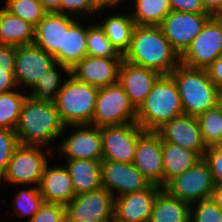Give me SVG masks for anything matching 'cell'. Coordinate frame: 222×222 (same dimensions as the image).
I'll return each mask as SVG.
<instances>
[{
  "instance_id": "cell-1",
  "label": "cell",
  "mask_w": 222,
  "mask_h": 222,
  "mask_svg": "<svg viewBox=\"0 0 222 222\" xmlns=\"http://www.w3.org/2000/svg\"><path fill=\"white\" fill-rule=\"evenodd\" d=\"M123 60L169 75L179 64L180 56L172 48L159 26L136 25Z\"/></svg>"
},
{
  "instance_id": "cell-2",
  "label": "cell",
  "mask_w": 222,
  "mask_h": 222,
  "mask_svg": "<svg viewBox=\"0 0 222 222\" xmlns=\"http://www.w3.org/2000/svg\"><path fill=\"white\" fill-rule=\"evenodd\" d=\"M64 125L59 117L55 103L37 101L26 97L19 116L15 132L19 144L40 145L46 147L49 142L63 134Z\"/></svg>"
},
{
  "instance_id": "cell-3",
  "label": "cell",
  "mask_w": 222,
  "mask_h": 222,
  "mask_svg": "<svg viewBox=\"0 0 222 222\" xmlns=\"http://www.w3.org/2000/svg\"><path fill=\"white\" fill-rule=\"evenodd\" d=\"M181 115L183 109L176 82L170 74L161 75L136 110V123L146 132H156Z\"/></svg>"
},
{
  "instance_id": "cell-4",
  "label": "cell",
  "mask_w": 222,
  "mask_h": 222,
  "mask_svg": "<svg viewBox=\"0 0 222 222\" xmlns=\"http://www.w3.org/2000/svg\"><path fill=\"white\" fill-rule=\"evenodd\" d=\"M170 75L178 87L183 114L198 117L219 104L220 91L209 79L206 69L180 63Z\"/></svg>"
},
{
  "instance_id": "cell-5",
  "label": "cell",
  "mask_w": 222,
  "mask_h": 222,
  "mask_svg": "<svg viewBox=\"0 0 222 222\" xmlns=\"http://www.w3.org/2000/svg\"><path fill=\"white\" fill-rule=\"evenodd\" d=\"M69 76L54 102L59 117L65 126L91 125L99 88Z\"/></svg>"
},
{
  "instance_id": "cell-6",
  "label": "cell",
  "mask_w": 222,
  "mask_h": 222,
  "mask_svg": "<svg viewBox=\"0 0 222 222\" xmlns=\"http://www.w3.org/2000/svg\"><path fill=\"white\" fill-rule=\"evenodd\" d=\"M136 122V109L119 83L100 87L91 125L99 128Z\"/></svg>"
},
{
  "instance_id": "cell-7",
  "label": "cell",
  "mask_w": 222,
  "mask_h": 222,
  "mask_svg": "<svg viewBox=\"0 0 222 222\" xmlns=\"http://www.w3.org/2000/svg\"><path fill=\"white\" fill-rule=\"evenodd\" d=\"M163 189L193 208L194 203L212 197L214 182L208 164L202 158L183 174L171 179Z\"/></svg>"
},
{
  "instance_id": "cell-8",
  "label": "cell",
  "mask_w": 222,
  "mask_h": 222,
  "mask_svg": "<svg viewBox=\"0 0 222 222\" xmlns=\"http://www.w3.org/2000/svg\"><path fill=\"white\" fill-rule=\"evenodd\" d=\"M220 55L222 22L216 16H211L180 56V63L191 68L207 69Z\"/></svg>"
},
{
  "instance_id": "cell-9",
  "label": "cell",
  "mask_w": 222,
  "mask_h": 222,
  "mask_svg": "<svg viewBox=\"0 0 222 222\" xmlns=\"http://www.w3.org/2000/svg\"><path fill=\"white\" fill-rule=\"evenodd\" d=\"M41 147L19 144L13 152L2 179L11 184H36V187H39L43 170L48 163L46 154L40 150Z\"/></svg>"
},
{
  "instance_id": "cell-10",
  "label": "cell",
  "mask_w": 222,
  "mask_h": 222,
  "mask_svg": "<svg viewBox=\"0 0 222 222\" xmlns=\"http://www.w3.org/2000/svg\"><path fill=\"white\" fill-rule=\"evenodd\" d=\"M102 160L133 163L138 139L146 132L136 122L100 128Z\"/></svg>"
},
{
  "instance_id": "cell-11",
  "label": "cell",
  "mask_w": 222,
  "mask_h": 222,
  "mask_svg": "<svg viewBox=\"0 0 222 222\" xmlns=\"http://www.w3.org/2000/svg\"><path fill=\"white\" fill-rule=\"evenodd\" d=\"M65 207L66 222H106L114 214V197L101 187L76 195Z\"/></svg>"
},
{
  "instance_id": "cell-12",
  "label": "cell",
  "mask_w": 222,
  "mask_h": 222,
  "mask_svg": "<svg viewBox=\"0 0 222 222\" xmlns=\"http://www.w3.org/2000/svg\"><path fill=\"white\" fill-rule=\"evenodd\" d=\"M210 17L209 13L171 11L159 27L172 48L181 56Z\"/></svg>"
},
{
  "instance_id": "cell-13",
  "label": "cell",
  "mask_w": 222,
  "mask_h": 222,
  "mask_svg": "<svg viewBox=\"0 0 222 222\" xmlns=\"http://www.w3.org/2000/svg\"><path fill=\"white\" fill-rule=\"evenodd\" d=\"M100 176L102 188L110 192L114 198V192L121 196L142 191L151 185L132 163L102 160Z\"/></svg>"
},
{
  "instance_id": "cell-14",
  "label": "cell",
  "mask_w": 222,
  "mask_h": 222,
  "mask_svg": "<svg viewBox=\"0 0 222 222\" xmlns=\"http://www.w3.org/2000/svg\"><path fill=\"white\" fill-rule=\"evenodd\" d=\"M56 65L54 56L35 44L16 47L14 79L18 84L33 88L38 80Z\"/></svg>"
},
{
  "instance_id": "cell-15",
  "label": "cell",
  "mask_w": 222,
  "mask_h": 222,
  "mask_svg": "<svg viewBox=\"0 0 222 222\" xmlns=\"http://www.w3.org/2000/svg\"><path fill=\"white\" fill-rule=\"evenodd\" d=\"M156 133L162 141L192 150L201 158L208 148L203 140L199 121L195 116L183 114L175 117L159 128Z\"/></svg>"
},
{
  "instance_id": "cell-16",
  "label": "cell",
  "mask_w": 222,
  "mask_h": 222,
  "mask_svg": "<svg viewBox=\"0 0 222 222\" xmlns=\"http://www.w3.org/2000/svg\"><path fill=\"white\" fill-rule=\"evenodd\" d=\"M132 164L150 184L164 187L162 139L156 132H145L138 139Z\"/></svg>"
},
{
  "instance_id": "cell-17",
  "label": "cell",
  "mask_w": 222,
  "mask_h": 222,
  "mask_svg": "<svg viewBox=\"0 0 222 222\" xmlns=\"http://www.w3.org/2000/svg\"><path fill=\"white\" fill-rule=\"evenodd\" d=\"M78 127L76 132L65 138L60 146L59 153L67 160L86 159L102 161V139L100 128L90 124L69 125Z\"/></svg>"
},
{
  "instance_id": "cell-18",
  "label": "cell",
  "mask_w": 222,
  "mask_h": 222,
  "mask_svg": "<svg viewBox=\"0 0 222 222\" xmlns=\"http://www.w3.org/2000/svg\"><path fill=\"white\" fill-rule=\"evenodd\" d=\"M123 58L85 56L70 69V75L89 85L106 87L118 83Z\"/></svg>"
},
{
  "instance_id": "cell-19",
  "label": "cell",
  "mask_w": 222,
  "mask_h": 222,
  "mask_svg": "<svg viewBox=\"0 0 222 222\" xmlns=\"http://www.w3.org/2000/svg\"><path fill=\"white\" fill-rule=\"evenodd\" d=\"M160 76L161 74L155 70L122 60L118 83L123 87L131 104L137 110Z\"/></svg>"
},
{
  "instance_id": "cell-20",
  "label": "cell",
  "mask_w": 222,
  "mask_h": 222,
  "mask_svg": "<svg viewBox=\"0 0 222 222\" xmlns=\"http://www.w3.org/2000/svg\"><path fill=\"white\" fill-rule=\"evenodd\" d=\"M162 187L151 184L147 189L114 198V215L124 222H149L156 196Z\"/></svg>"
},
{
  "instance_id": "cell-21",
  "label": "cell",
  "mask_w": 222,
  "mask_h": 222,
  "mask_svg": "<svg viewBox=\"0 0 222 222\" xmlns=\"http://www.w3.org/2000/svg\"><path fill=\"white\" fill-rule=\"evenodd\" d=\"M75 21L71 15L47 13L35 26L34 44L54 56L63 49L64 32H67Z\"/></svg>"
},
{
  "instance_id": "cell-22",
  "label": "cell",
  "mask_w": 222,
  "mask_h": 222,
  "mask_svg": "<svg viewBox=\"0 0 222 222\" xmlns=\"http://www.w3.org/2000/svg\"><path fill=\"white\" fill-rule=\"evenodd\" d=\"M39 190L44 202L63 206H66L76 196L70 174L67 168L61 165L50 168L49 164H46Z\"/></svg>"
},
{
  "instance_id": "cell-23",
  "label": "cell",
  "mask_w": 222,
  "mask_h": 222,
  "mask_svg": "<svg viewBox=\"0 0 222 222\" xmlns=\"http://www.w3.org/2000/svg\"><path fill=\"white\" fill-rule=\"evenodd\" d=\"M35 27L0 8V45L23 46L34 44Z\"/></svg>"
},
{
  "instance_id": "cell-24",
  "label": "cell",
  "mask_w": 222,
  "mask_h": 222,
  "mask_svg": "<svg viewBox=\"0 0 222 222\" xmlns=\"http://www.w3.org/2000/svg\"><path fill=\"white\" fill-rule=\"evenodd\" d=\"M66 168L73 182L75 194L87 193L100 189L101 161L74 159L66 161Z\"/></svg>"
},
{
  "instance_id": "cell-25",
  "label": "cell",
  "mask_w": 222,
  "mask_h": 222,
  "mask_svg": "<svg viewBox=\"0 0 222 222\" xmlns=\"http://www.w3.org/2000/svg\"><path fill=\"white\" fill-rule=\"evenodd\" d=\"M87 27L77 23V20L64 32L63 49L55 55L56 64L64 65L70 69L85 56H87Z\"/></svg>"
},
{
  "instance_id": "cell-26",
  "label": "cell",
  "mask_w": 222,
  "mask_h": 222,
  "mask_svg": "<svg viewBox=\"0 0 222 222\" xmlns=\"http://www.w3.org/2000/svg\"><path fill=\"white\" fill-rule=\"evenodd\" d=\"M202 159L192 150L162 141L164 186L174 177L183 174Z\"/></svg>"
},
{
  "instance_id": "cell-27",
  "label": "cell",
  "mask_w": 222,
  "mask_h": 222,
  "mask_svg": "<svg viewBox=\"0 0 222 222\" xmlns=\"http://www.w3.org/2000/svg\"><path fill=\"white\" fill-rule=\"evenodd\" d=\"M190 205L163 188L156 196L149 222H190Z\"/></svg>"
},
{
  "instance_id": "cell-28",
  "label": "cell",
  "mask_w": 222,
  "mask_h": 222,
  "mask_svg": "<svg viewBox=\"0 0 222 222\" xmlns=\"http://www.w3.org/2000/svg\"><path fill=\"white\" fill-rule=\"evenodd\" d=\"M128 14H114L99 24L109 41L122 55L129 49L132 32L136 26L130 13Z\"/></svg>"
},
{
  "instance_id": "cell-29",
  "label": "cell",
  "mask_w": 222,
  "mask_h": 222,
  "mask_svg": "<svg viewBox=\"0 0 222 222\" xmlns=\"http://www.w3.org/2000/svg\"><path fill=\"white\" fill-rule=\"evenodd\" d=\"M135 11L130 13L136 25L159 26L171 12L169 0H134Z\"/></svg>"
},
{
  "instance_id": "cell-30",
  "label": "cell",
  "mask_w": 222,
  "mask_h": 222,
  "mask_svg": "<svg viewBox=\"0 0 222 222\" xmlns=\"http://www.w3.org/2000/svg\"><path fill=\"white\" fill-rule=\"evenodd\" d=\"M57 67L65 70V72L70 75L69 67L56 64L38 80L36 85L32 88L31 93L28 94L30 97L37 101H46L51 103L56 101V97L64 85V83H61L63 77H61L60 73H58Z\"/></svg>"
},
{
  "instance_id": "cell-31",
  "label": "cell",
  "mask_w": 222,
  "mask_h": 222,
  "mask_svg": "<svg viewBox=\"0 0 222 222\" xmlns=\"http://www.w3.org/2000/svg\"><path fill=\"white\" fill-rule=\"evenodd\" d=\"M28 95L15 90L0 93V128L15 130Z\"/></svg>"
},
{
  "instance_id": "cell-32",
  "label": "cell",
  "mask_w": 222,
  "mask_h": 222,
  "mask_svg": "<svg viewBox=\"0 0 222 222\" xmlns=\"http://www.w3.org/2000/svg\"><path fill=\"white\" fill-rule=\"evenodd\" d=\"M207 147L222 144V105L219 103L197 117Z\"/></svg>"
},
{
  "instance_id": "cell-33",
  "label": "cell",
  "mask_w": 222,
  "mask_h": 222,
  "mask_svg": "<svg viewBox=\"0 0 222 222\" xmlns=\"http://www.w3.org/2000/svg\"><path fill=\"white\" fill-rule=\"evenodd\" d=\"M87 56L123 58V55L109 41L99 24L87 26Z\"/></svg>"
},
{
  "instance_id": "cell-34",
  "label": "cell",
  "mask_w": 222,
  "mask_h": 222,
  "mask_svg": "<svg viewBox=\"0 0 222 222\" xmlns=\"http://www.w3.org/2000/svg\"><path fill=\"white\" fill-rule=\"evenodd\" d=\"M4 8L34 27L47 14L39 0H6Z\"/></svg>"
},
{
  "instance_id": "cell-35",
  "label": "cell",
  "mask_w": 222,
  "mask_h": 222,
  "mask_svg": "<svg viewBox=\"0 0 222 222\" xmlns=\"http://www.w3.org/2000/svg\"><path fill=\"white\" fill-rule=\"evenodd\" d=\"M13 202L18 216H30L29 219H31L39 211L44 201L39 187L34 186L29 190H19Z\"/></svg>"
},
{
  "instance_id": "cell-36",
  "label": "cell",
  "mask_w": 222,
  "mask_h": 222,
  "mask_svg": "<svg viewBox=\"0 0 222 222\" xmlns=\"http://www.w3.org/2000/svg\"><path fill=\"white\" fill-rule=\"evenodd\" d=\"M18 145L19 141L15 130L0 128V182Z\"/></svg>"
},
{
  "instance_id": "cell-37",
  "label": "cell",
  "mask_w": 222,
  "mask_h": 222,
  "mask_svg": "<svg viewBox=\"0 0 222 222\" xmlns=\"http://www.w3.org/2000/svg\"><path fill=\"white\" fill-rule=\"evenodd\" d=\"M190 209V222H222V209L212 198L197 202L195 210Z\"/></svg>"
},
{
  "instance_id": "cell-38",
  "label": "cell",
  "mask_w": 222,
  "mask_h": 222,
  "mask_svg": "<svg viewBox=\"0 0 222 222\" xmlns=\"http://www.w3.org/2000/svg\"><path fill=\"white\" fill-rule=\"evenodd\" d=\"M28 222H66V207L43 202L39 211Z\"/></svg>"
},
{
  "instance_id": "cell-39",
  "label": "cell",
  "mask_w": 222,
  "mask_h": 222,
  "mask_svg": "<svg viewBox=\"0 0 222 222\" xmlns=\"http://www.w3.org/2000/svg\"><path fill=\"white\" fill-rule=\"evenodd\" d=\"M203 160L208 164L214 185H222V144L209 146Z\"/></svg>"
},
{
  "instance_id": "cell-40",
  "label": "cell",
  "mask_w": 222,
  "mask_h": 222,
  "mask_svg": "<svg viewBox=\"0 0 222 222\" xmlns=\"http://www.w3.org/2000/svg\"><path fill=\"white\" fill-rule=\"evenodd\" d=\"M70 13H68V12ZM98 11L95 0H62L61 13L73 16L75 13L79 15L90 14ZM73 14V15H72Z\"/></svg>"
},
{
  "instance_id": "cell-41",
  "label": "cell",
  "mask_w": 222,
  "mask_h": 222,
  "mask_svg": "<svg viewBox=\"0 0 222 222\" xmlns=\"http://www.w3.org/2000/svg\"><path fill=\"white\" fill-rule=\"evenodd\" d=\"M171 11L188 13H208L202 0H169Z\"/></svg>"
},
{
  "instance_id": "cell-42",
  "label": "cell",
  "mask_w": 222,
  "mask_h": 222,
  "mask_svg": "<svg viewBox=\"0 0 222 222\" xmlns=\"http://www.w3.org/2000/svg\"><path fill=\"white\" fill-rule=\"evenodd\" d=\"M209 79L222 91V55H220L207 69Z\"/></svg>"
},
{
  "instance_id": "cell-43",
  "label": "cell",
  "mask_w": 222,
  "mask_h": 222,
  "mask_svg": "<svg viewBox=\"0 0 222 222\" xmlns=\"http://www.w3.org/2000/svg\"><path fill=\"white\" fill-rule=\"evenodd\" d=\"M14 68H0V93L10 92L16 88Z\"/></svg>"
},
{
  "instance_id": "cell-44",
  "label": "cell",
  "mask_w": 222,
  "mask_h": 222,
  "mask_svg": "<svg viewBox=\"0 0 222 222\" xmlns=\"http://www.w3.org/2000/svg\"><path fill=\"white\" fill-rule=\"evenodd\" d=\"M16 47L0 45V68H15Z\"/></svg>"
},
{
  "instance_id": "cell-45",
  "label": "cell",
  "mask_w": 222,
  "mask_h": 222,
  "mask_svg": "<svg viewBox=\"0 0 222 222\" xmlns=\"http://www.w3.org/2000/svg\"><path fill=\"white\" fill-rule=\"evenodd\" d=\"M205 10L211 15L216 16L222 9V0H202Z\"/></svg>"
},
{
  "instance_id": "cell-46",
  "label": "cell",
  "mask_w": 222,
  "mask_h": 222,
  "mask_svg": "<svg viewBox=\"0 0 222 222\" xmlns=\"http://www.w3.org/2000/svg\"><path fill=\"white\" fill-rule=\"evenodd\" d=\"M47 13H61L62 0H39Z\"/></svg>"
},
{
  "instance_id": "cell-47",
  "label": "cell",
  "mask_w": 222,
  "mask_h": 222,
  "mask_svg": "<svg viewBox=\"0 0 222 222\" xmlns=\"http://www.w3.org/2000/svg\"><path fill=\"white\" fill-rule=\"evenodd\" d=\"M211 198L222 209V185H214Z\"/></svg>"
},
{
  "instance_id": "cell-48",
  "label": "cell",
  "mask_w": 222,
  "mask_h": 222,
  "mask_svg": "<svg viewBox=\"0 0 222 222\" xmlns=\"http://www.w3.org/2000/svg\"><path fill=\"white\" fill-rule=\"evenodd\" d=\"M123 0H95L98 10L101 11L103 7H112L118 5Z\"/></svg>"
},
{
  "instance_id": "cell-49",
  "label": "cell",
  "mask_w": 222,
  "mask_h": 222,
  "mask_svg": "<svg viewBox=\"0 0 222 222\" xmlns=\"http://www.w3.org/2000/svg\"><path fill=\"white\" fill-rule=\"evenodd\" d=\"M106 222H124L123 220H120L116 215H112Z\"/></svg>"
},
{
  "instance_id": "cell-50",
  "label": "cell",
  "mask_w": 222,
  "mask_h": 222,
  "mask_svg": "<svg viewBox=\"0 0 222 222\" xmlns=\"http://www.w3.org/2000/svg\"><path fill=\"white\" fill-rule=\"evenodd\" d=\"M216 17L222 22V9L217 13Z\"/></svg>"
},
{
  "instance_id": "cell-51",
  "label": "cell",
  "mask_w": 222,
  "mask_h": 222,
  "mask_svg": "<svg viewBox=\"0 0 222 222\" xmlns=\"http://www.w3.org/2000/svg\"><path fill=\"white\" fill-rule=\"evenodd\" d=\"M219 103L222 105V91H220V100Z\"/></svg>"
}]
</instances>
